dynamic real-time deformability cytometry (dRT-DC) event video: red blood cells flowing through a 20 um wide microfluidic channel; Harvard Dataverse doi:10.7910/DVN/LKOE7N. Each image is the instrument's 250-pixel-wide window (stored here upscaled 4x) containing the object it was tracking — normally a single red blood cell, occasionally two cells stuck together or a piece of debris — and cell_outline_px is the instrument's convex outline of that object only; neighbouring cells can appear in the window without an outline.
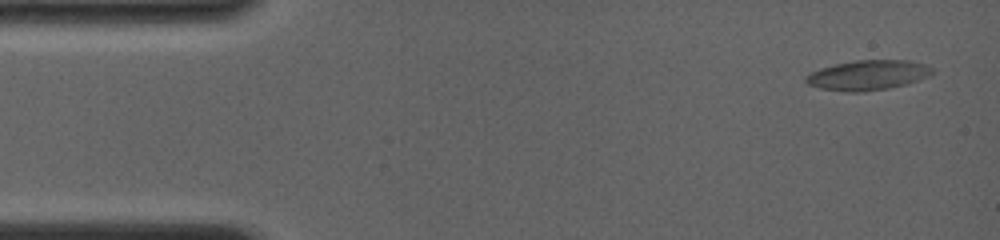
{"species": "common noctule bat (a hibernating species)", "species_latin": "Nyctalus noctula", "temperature_condition": "room temperature", "stored_images_in_passage": 33, "camera_frame_rate_fps": 4000, "um_per_image_px": 0.085, "animal": {"sex": "female", "body_mass_g": 19.0, "forearm_length_mm": 56.7}, "frame": {"image": 1, "passage_image": 2, "time_ms": 0.5, "image_size_px": [1000, 240], "cell_outline_px": [[936, 72], [928, 76], [908, 84], [888, 88], [864, 92], [844, 92], [820, 88], [808, 84], [804, 80], [804, 76], [812, 72], [836, 64], [856, 60], [908, 60], [924, 64], [932, 68]], "centroid_in_image_um": [73.79, 6.4], "position_along_channel_um": 11.2, "area_um2": 22.02}}
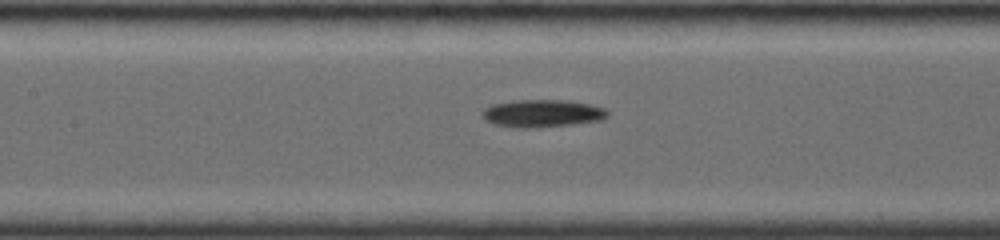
{"frame": {"image": 2, "passage_image": 15, "time_ms": 7.0, "image_size_px": [1000, 240], "cell_outline_px": [[608, 116], [600, 120], [572, 124], [536, 128], [512, 128], [492, 124], [484, 120], [480, 116], [480, 112], [484, 108], [492, 104], [512, 100], [564, 100], [592, 104], [604, 108], [608, 112]], "centroid_in_image_um": [46.0, 9.64], "position_along_channel_um": 161.4, "area_um2": 20.52}}
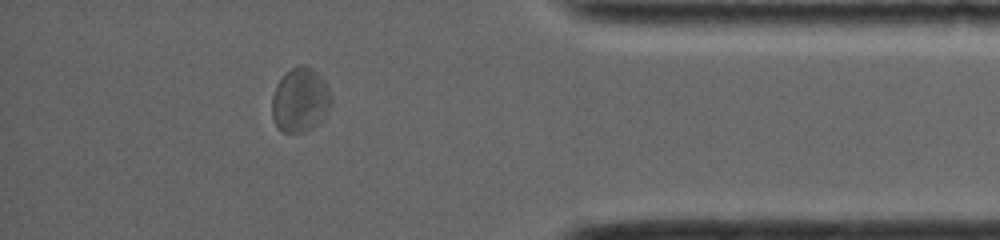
{"frame": {"image": 3, "passage_image": 29, "time_ms": 13.75, "image_size_px": [1000, 240], "cell_outline_px": [[332, 104], [324, 116], [312, 128], [304, 132], [284, 132], [276, 128], [272, 116], [272, 96], [276, 84], [284, 72], [300, 64], [304, 64], [312, 68], [324, 80], [332, 96]], "centroid_in_image_um": [25.5, 8.48], "position_along_channel_um": 409.7, "area_um2": 22.43}, "authors_computed_cell_mechanics": {"area_um2": 20.2878, "velocity_mm_per_s": 3.928, "shape_relaxation_time_tau1_ms": 3.196, "shape_relaxation_time_tau2_ms": 4.0251, "deformation_change_tau1": 0.1032, "deformation_change_tau2": 0.0795}}